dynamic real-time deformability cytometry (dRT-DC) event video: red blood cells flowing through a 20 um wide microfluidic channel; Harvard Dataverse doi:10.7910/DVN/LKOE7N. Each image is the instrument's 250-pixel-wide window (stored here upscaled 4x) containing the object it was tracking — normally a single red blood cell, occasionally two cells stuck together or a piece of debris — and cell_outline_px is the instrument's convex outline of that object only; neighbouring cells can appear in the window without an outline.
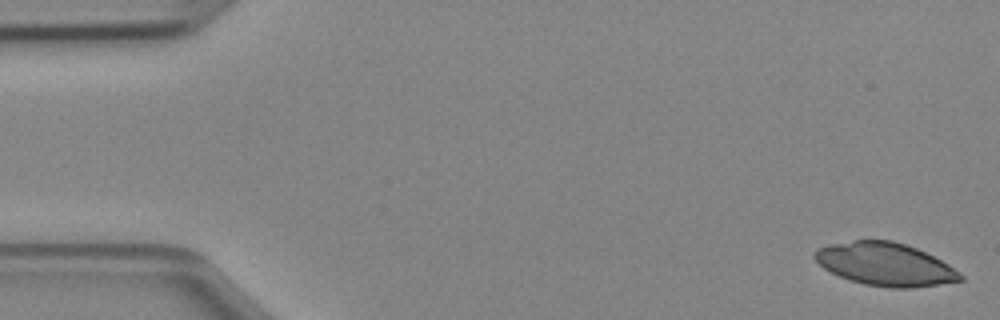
{"species": "Egyptian fruit bat (a non-hibernating species)", "species_latin": "Rousettus aegyptiacus", "temperature_condition": "cold", "stored_images_in_passage": 48, "segment_of_instrument_passage": [1, 2], "camera_frame_rate_fps": 3000, "um_per_image_px": 0.085, "animal": {"sex": "female"}, "frame": {"image": 1, "passage_image": 1, "time_ms": 0.0, "image_size_px": [1000, 320], "cell_outline_px": [[964, 280], [912, 288], [892, 288], [864, 284], [840, 276], [824, 268], [812, 256], [816, 248], [828, 244], [852, 240], [892, 240], [916, 248], [948, 264], [960, 272], [964, 276]], "centroid_in_image_um": [75.23, 22.45], "position_along_channel_um": 9.8, "area_um2": 36.3}}